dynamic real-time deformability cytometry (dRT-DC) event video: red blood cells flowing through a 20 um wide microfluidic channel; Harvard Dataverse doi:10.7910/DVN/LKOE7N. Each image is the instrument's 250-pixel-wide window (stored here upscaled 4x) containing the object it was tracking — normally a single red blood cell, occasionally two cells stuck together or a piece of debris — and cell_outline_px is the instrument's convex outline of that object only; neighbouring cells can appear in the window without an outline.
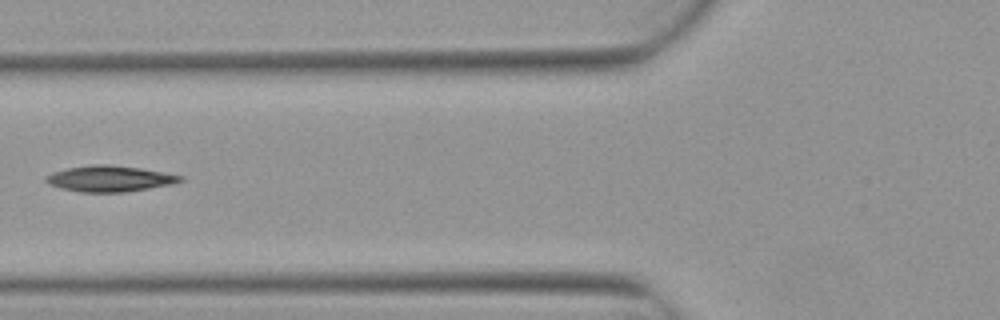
{"species": "Egyptian fruit bat (a non-hibernating species)", "species_latin": "Rousettus aegyptiacus", "temperature_condition": "warm", "stored_images_in_passage": 5, "camera_frame_rate_fps": 3000, "um_per_image_px": 0.085, "animal": {"sex": "female"}, "frame": {"image": 1, "passage_image": 5, "time_ms": 1.333, "image_size_px": [1000, 320], "cell_outline_px": [[184, 180], [172, 184], [124, 192], [80, 192], [60, 188], [48, 184], [44, 180], [44, 176], [52, 172], [68, 168], [92, 164], [108, 164], [140, 168], [184, 176]], "centroid_in_image_um": [9.28, 15.18], "position_along_channel_um": 116.5, "area_um2": 20.35}}